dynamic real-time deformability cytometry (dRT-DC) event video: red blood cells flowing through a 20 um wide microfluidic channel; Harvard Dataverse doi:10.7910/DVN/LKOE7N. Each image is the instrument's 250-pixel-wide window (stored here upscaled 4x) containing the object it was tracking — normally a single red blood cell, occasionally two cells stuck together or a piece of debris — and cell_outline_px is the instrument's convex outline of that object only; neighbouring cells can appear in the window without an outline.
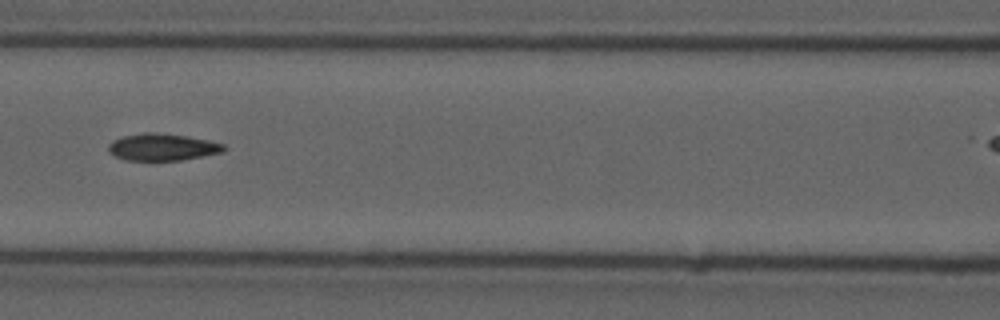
{"species": "common noctule bat (a hibernating species)", "species_latin": "Nyctalus noctula", "temperature_condition": "cold", "stored_images_in_passage": 9, "segment_of_instrument_passage": [1, 2], "camera_frame_rate_fps": 3000, "um_per_image_px": 0.085, "animal": {"sex": "male", "forearm_length_mm": 52.5}, "frame": {"image": 1, "passage_image": 6, "time_ms": 1.667, "image_size_px": [1000, 320], "cell_outline_px": [[228, 148], [224, 152], [180, 160], [124, 160], [108, 152], [108, 144], [112, 140], [124, 136], [144, 132], [152, 132], [184, 136], [208, 140], [224, 144]], "centroid_in_image_um": [13.8, 12.5], "position_along_channel_um": 152.8, "area_um2": 18.09}}
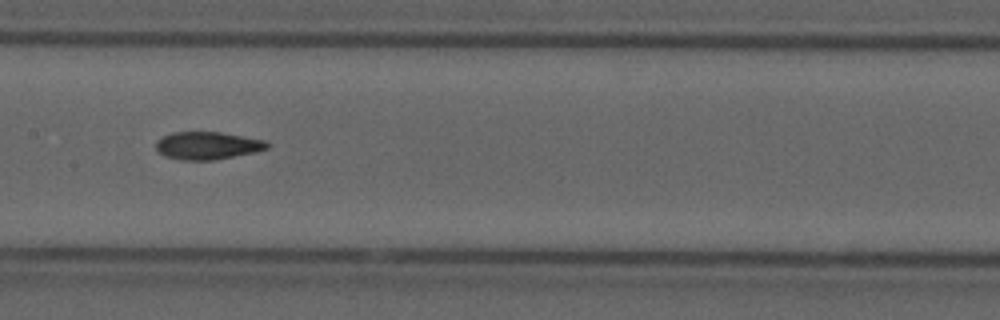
{"frame": {"image": 2, "passage_image": 7, "time_ms": 2.0, "image_size_px": [1000, 320], "cell_outline_px": [[272, 144], [268, 148], [256, 152], [212, 160], [180, 160], [164, 156], [156, 148], [156, 140], [172, 132], [220, 132], [264, 140]], "centroid_in_image_um": [17.64, 12.37], "position_along_channel_um": 189.8, "area_um2": 17.92}}
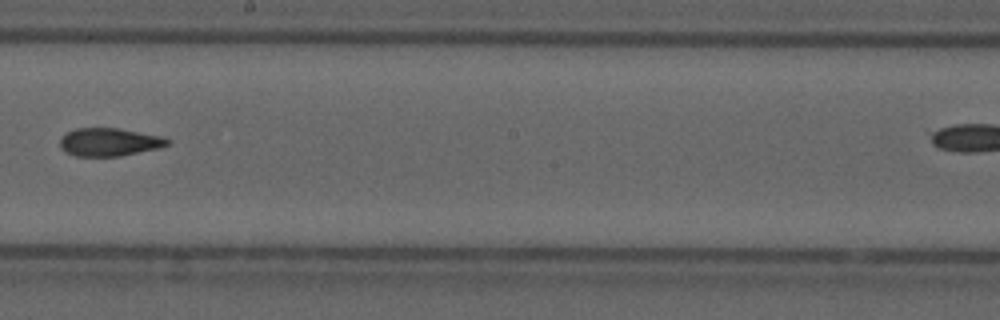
{"frame": {"image": 3, "passage_image": 8, "time_ms": 2.333, "image_size_px": [1000, 320], "cell_outline_px": [[172, 140], [168, 144], [160, 148], [120, 156], [76, 156], [64, 152], [60, 148], [60, 136], [76, 128], [120, 128], [164, 136]], "centroid_in_image_um": [9.3, 12.07], "position_along_channel_um": 238.9, "area_um2": 17.86}}